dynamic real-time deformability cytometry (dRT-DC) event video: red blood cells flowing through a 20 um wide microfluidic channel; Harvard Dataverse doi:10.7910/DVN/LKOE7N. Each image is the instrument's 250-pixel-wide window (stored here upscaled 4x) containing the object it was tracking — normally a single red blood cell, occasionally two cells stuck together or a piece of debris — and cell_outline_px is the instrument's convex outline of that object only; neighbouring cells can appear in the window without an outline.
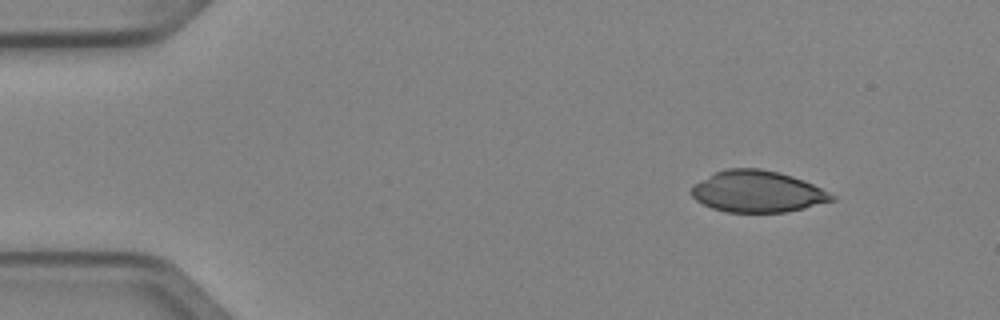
{"species": "Egyptian fruit bat (a non-hibernating species)", "species_latin": "Rousettus aegyptiacus", "temperature_condition": "cold", "stored_images_in_passage": 3, "camera_frame_rate_fps": 3000, "um_per_image_px": 0.085, "animal": {"sex": "female"}, "frame": {"image": 1, "passage_image": 1, "time_ms": 0.0, "image_size_px": [1000, 320], "cell_outline_px": [[836, 200], [804, 208], [784, 212], [728, 212], [712, 208], [696, 200], [692, 196], [692, 184], [716, 172], [728, 168], [760, 168], [780, 172], [804, 180], [836, 196]], "centroid_in_image_um": [64.39, 16.27], "position_along_channel_um": 20.6, "area_um2": 33.87}}